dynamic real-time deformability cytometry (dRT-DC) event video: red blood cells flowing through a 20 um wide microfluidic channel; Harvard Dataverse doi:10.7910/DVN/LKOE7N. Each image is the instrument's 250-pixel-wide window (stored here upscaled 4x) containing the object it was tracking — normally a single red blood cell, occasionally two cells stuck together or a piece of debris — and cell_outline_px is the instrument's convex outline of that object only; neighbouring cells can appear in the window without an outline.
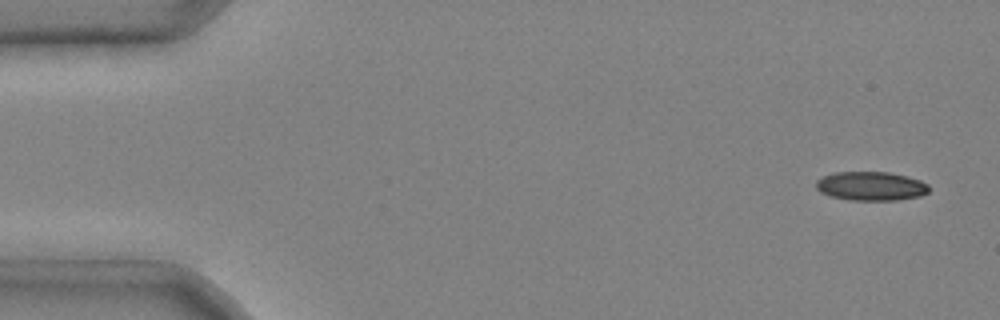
{"species": "common noctule bat (a hibernating species)", "species_latin": "Nyctalus noctula", "temperature_condition": "cold", "stored_images_in_passage": 5, "segment_of_instrument_passage": [1, 2], "camera_frame_rate_fps": 3000, "um_per_image_px": 0.085, "animal": {"sex": "male", "body_mass_g": 20.4}, "frame": {"image": 1, "passage_image": 1, "time_ms": 0.0, "image_size_px": [1000, 320], "cell_outline_px": [[928, 192], [920, 196], [896, 200], [848, 200], [832, 196], [820, 192], [816, 188], [816, 180], [832, 172], [888, 172], [920, 180], [928, 184]], "centroid_in_image_um": [74.01, 15.82], "position_along_channel_um": 11.0, "area_um2": 18.96}}
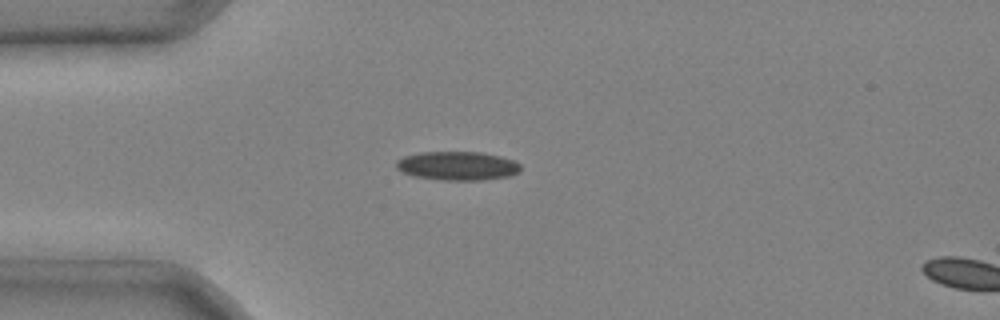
{"frame": {"image": 2, "passage_image": 4, "time_ms": 1.0, "image_size_px": [1000, 320], "cell_outline_px": [[520, 168], [512, 176], [484, 180], [444, 180], [412, 176], [396, 168], [396, 160], [404, 156], [420, 152], [480, 152], [500, 156], [512, 160], [520, 164]], "centroid_in_image_um": [38.87, 14.1], "position_along_channel_um": 46.1, "area_um2": 20.87}}